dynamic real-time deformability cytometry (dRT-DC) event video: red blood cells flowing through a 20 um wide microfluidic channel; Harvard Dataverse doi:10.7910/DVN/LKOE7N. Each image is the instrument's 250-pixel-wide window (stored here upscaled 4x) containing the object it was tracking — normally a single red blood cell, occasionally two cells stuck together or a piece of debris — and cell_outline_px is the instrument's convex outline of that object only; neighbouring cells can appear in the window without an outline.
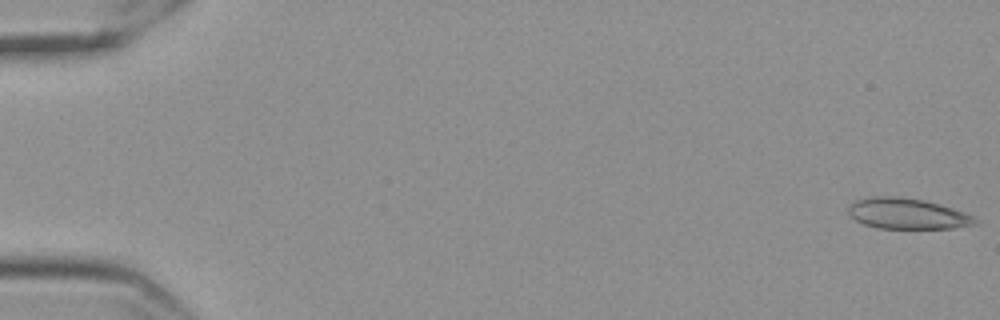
{"species": "Egyptian fruit bat (a non-hibernating species)", "species_latin": "Rousettus aegyptiacus", "temperature_condition": "cold", "stored_images_in_passage": 58, "camera_frame_rate_fps": 3000, "um_per_image_px": 0.085, "frame": {"image": 1, "passage_image": 1, "time_ms": 0.0, "image_size_px": [1000, 320], "cell_outline_px": [[976, 224], [952, 228], [876, 228], [864, 224], [848, 216], [848, 208], [856, 200], [872, 196], [900, 196], [924, 200], [952, 208], [964, 212], [972, 216], [976, 220]], "centroid_in_image_um": [77.07, 18.15], "position_along_channel_um": 7.9, "area_um2": 22.6}}
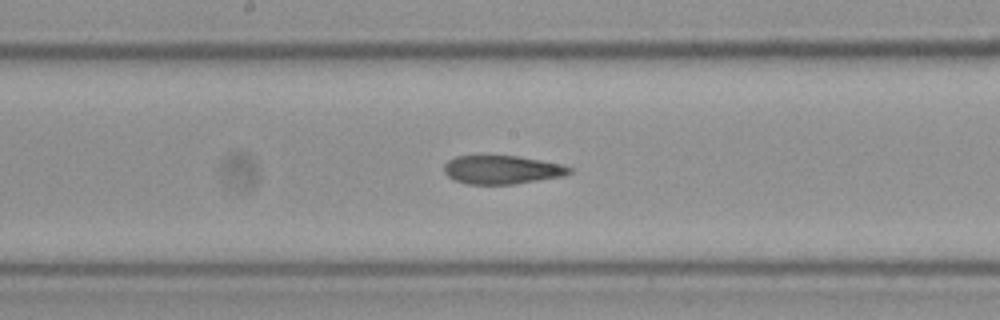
{"frame": {"image": 2, "passage_image": 31, "time_ms": 10.0, "image_size_px": [1000, 320], "cell_outline_px": [[572, 172], [564, 176], [512, 184], [468, 184], [456, 180], [448, 176], [444, 172], [444, 164], [448, 160], [456, 156], [516, 156], [540, 160], [560, 164], [572, 168]], "centroid_in_image_um": [42.66, 14.43], "position_along_channel_um": 205.5, "area_um2": 20.63}}
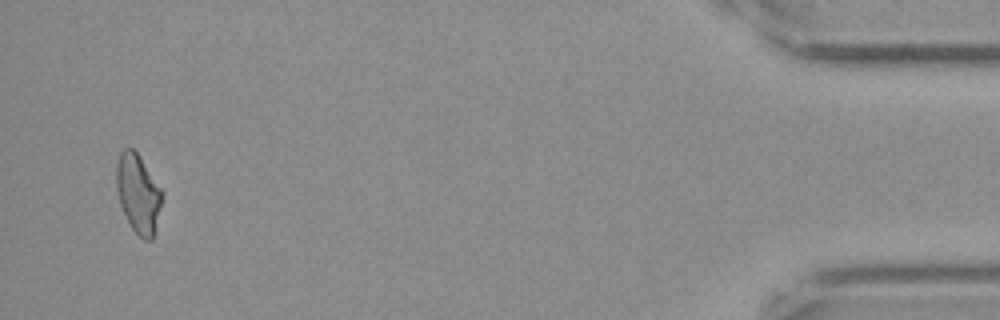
{"frame": {"image": 3, "passage_image": 56, "time_ms": 18.333, "image_size_px": [1000, 320], "cell_outline_px": [[164, 192], [152, 240], [144, 240], [132, 228], [120, 204], [116, 188], [116, 164], [120, 152], [124, 148], [132, 148], [140, 156]], "centroid_in_image_um": [11.74, 16.41], "position_along_channel_um": 423.5, "area_um2": 20.87}, "authors_computed_cell_mechanics": {"area_um2": 21.9062, "velocity_mm_per_s": 3.5365, "shape_relaxation_time_tau1_ms": null, "shape_relaxation_time_tau2_ms": 6.2849, "deformation_change_tau1": null, "deformation_change_tau2": 0.1296}}